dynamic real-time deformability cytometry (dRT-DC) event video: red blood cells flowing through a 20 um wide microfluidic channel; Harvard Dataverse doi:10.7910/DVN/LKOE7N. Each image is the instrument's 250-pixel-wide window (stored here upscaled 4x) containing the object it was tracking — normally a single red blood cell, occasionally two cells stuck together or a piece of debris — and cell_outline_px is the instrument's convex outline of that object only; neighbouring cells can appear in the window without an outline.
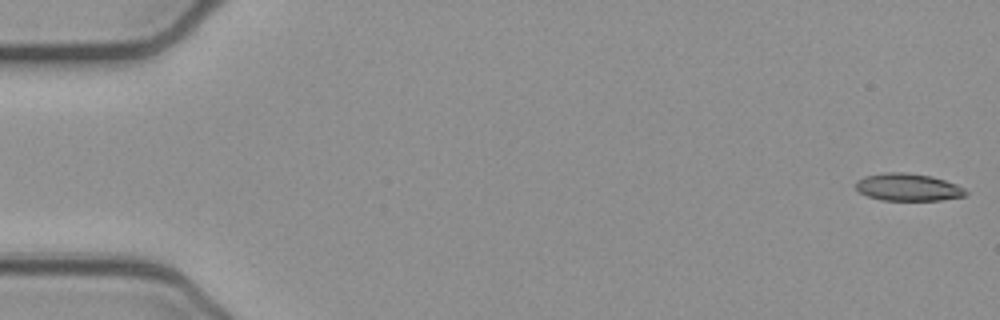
{"species": "common noctule bat (a hibernating species)", "species_latin": "Nyctalus noctula", "temperature_condition": "cold", "stored_images_in_passage": 52, "camera_frame_rate_fps": 3000, "um_per_image_px": 0.085, "animal": {"sex": "female", "body_mass_g": 21.9}, "frame": {"image": 1, "passage_image": 1, "time_ms": 0.0, "image_size_px": [1000, 320], "cell_outline_px": [[968, 192], [964, 196], [940, 200], [880, 200], [868, 196], [860, 192], [856, 188], [856, 180], [864, 176], [884, 172], [904, 172], [932, 176], [956, 184], [964, 188]], "centroid_in_image_um": [77.16, 15.9], "position_along_channel_um": 7.8, "area_um2": 17.57}}
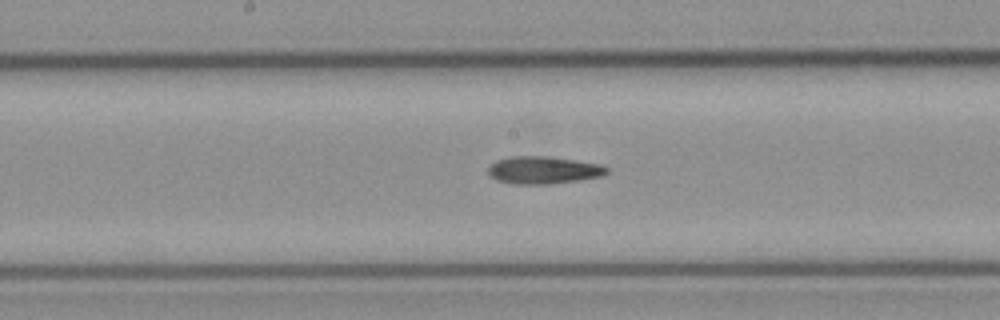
{"frame": {"image": 2, "passage_image": 27, "time_ms": 8.667, "image_size_px": [1000, 320], "cell_outline_px": [[608, 172], [604, 176], [580, 180], [548, 184], [516, 184], [496, 180], [488, 172], [488, 168], [496, 160], [508, 156], [548, 156], [600, 164], [608, 168]], "centroid_in_image_um": [46.2, 14.45], "position_along_channel_um": 202.0, "area_um2": 19.02}}
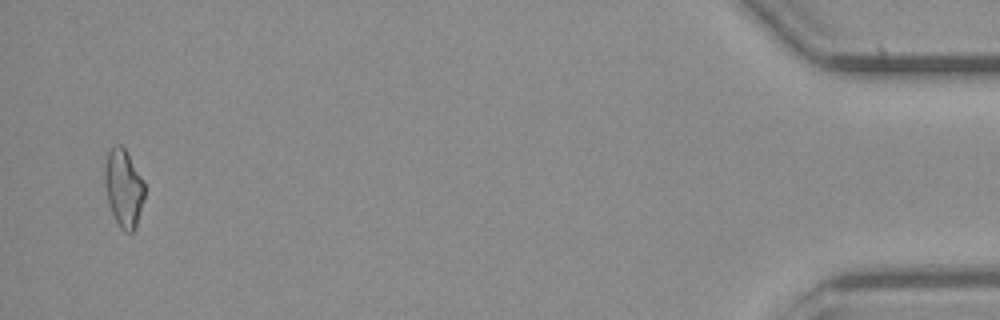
{"frame": {"image": 3, "passage_image": 51, "time_ms": 16.667, "image_size_px": [1000, 320], "cell_outline_px": [[144, 196], [136, 228], [132, 232], [124, 232], [120, 228], [112, 212], [108, 200], [104, 180], [104, 164], [108, 152], [116, 144], [120, 144], [124, 148], [144, 180]], "centroid_in_image_um": [10.5, 15.98], "position_along_channel_um": 424.7, "area_um2": 17.92}, "authors_computed_cell_mechanics": {"area_um2": 18.3226, "velocity_mm_per_s": 3.9093, "shape_relaxation_time_tau1_ms": null, "shape_relaxation_time_tau2_ms": 6.3633, "deformation_change_tau1": null, "deformation_change_tau2": 0.1699}}